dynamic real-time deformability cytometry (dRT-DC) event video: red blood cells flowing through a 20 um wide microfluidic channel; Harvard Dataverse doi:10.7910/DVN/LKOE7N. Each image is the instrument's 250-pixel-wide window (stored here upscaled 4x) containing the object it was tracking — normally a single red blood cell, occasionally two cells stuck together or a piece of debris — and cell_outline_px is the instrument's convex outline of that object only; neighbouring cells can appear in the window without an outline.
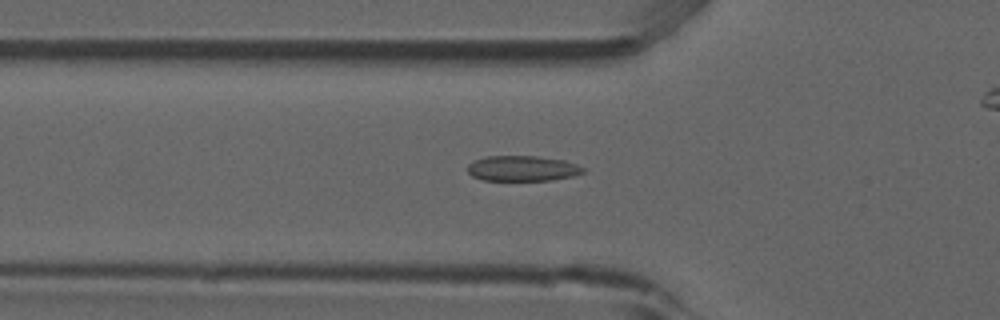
{"species": "common noctule bat (a hibernating species)", "species_latin": "Nyctalus noctula", "temperature_condition": "room temperature", "stored_images_in_passage": 54, "camera_frame_rate_fps": 3000, "um_per_image_px": 0.085, "animal": {"sex": "male", "forearm_length_mm": 52.5}, "frame": {"image": 1, "passage_image": 18, "time_ms": 5.667, "image_size_px": [1000, 320], "cell_outline_px": [[584, 172], [572, 176], [552, 180], [484, 180], [472, 176], [468, 172], [468, 164], [476, 160], [488, 156], [536, 156], [564, 160], [576, 164], [584, 168]], "centroid_in_image_um": [44.41, 14.31], "position_along_channel_um": 81.4, "area_um2": 16.94}}
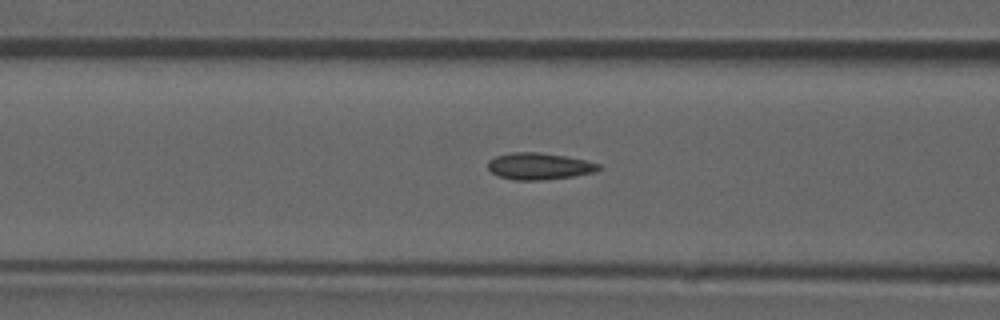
{"frame": {"image": 2, "passage_image": 21, "time_ms": 6.667, "image_size_px": [1000, 320], "cell_outline_px": [[600, 168], [592, 172], [572, 176], [544, 180], [512, 180], [500, 176], [492, 172], [488, 168], [488, 160], [496, 156], [512, 152], [540, 152], [588, 160], [600, 164]], "centroid_in_image_um": [45.81, 14.12], "position_along_channel_um": 120.8, "area_um2": 17.17}}
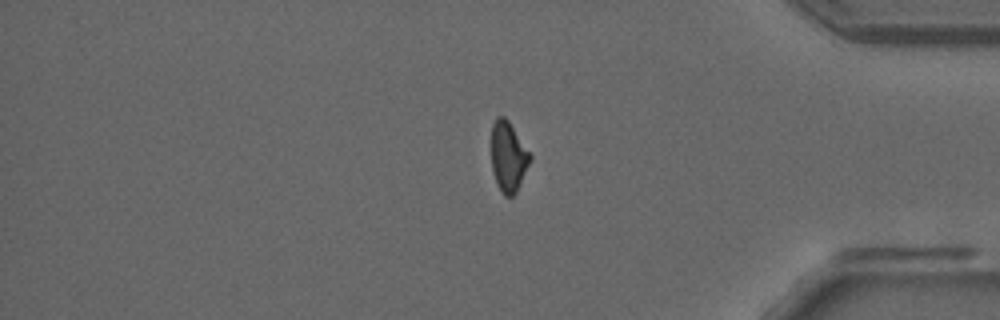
{"frame": {"image": 3, "passage_image": 44, "time_ms": 14.333, "image_size_px": [1000, 320], "cell_outline_px": [[532, 156], [516, 192], [512, 196], [504, 196], [496, 180], [492, 168], [492, 124], [496, 116], [504, 116], [508, 120]], "centroid_in_image_um": [43.19, 13.28], "position_along_channel_um": 392.0, "area_um2": 15.43}, "authors_computed_cell_mechanics": {"area_um2": 16.9065, "velocity_mm_per_s": 3.8623, "shape_relaxation_time_tau1_ms": null, "shape_relaxation_time_tau2_ms": 1.999, "deformation_change_tau1": null, "deformation_change_tau2": 0.0698}}